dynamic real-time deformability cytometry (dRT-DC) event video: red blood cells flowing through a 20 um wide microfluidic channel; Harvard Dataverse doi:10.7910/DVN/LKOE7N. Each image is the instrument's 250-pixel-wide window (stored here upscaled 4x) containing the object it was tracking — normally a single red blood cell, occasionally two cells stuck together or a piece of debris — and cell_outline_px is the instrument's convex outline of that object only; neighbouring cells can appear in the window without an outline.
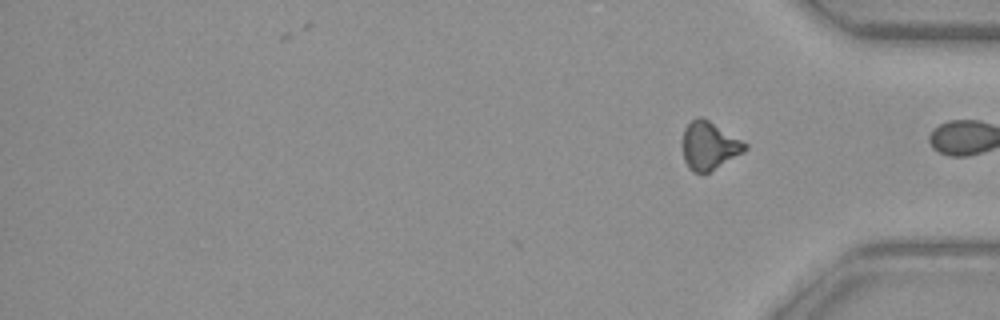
{"species": "common noctule bat (a hibernating species)", "species_latin": "Nyctalus noctula", "temperature_condition": "warm", "stored_images_in_passage": 32, "camera_frame_rate_fps": 3000, "um_per_image_px": 0.085, "animal": {"sex": "female", "body_mass_g": 29.2, "forearm_length_mm": 56.3}, "frame": {"image": 1, "passage_image": 32, "time_ms": 10.333, "image_size_px": [1000, 320], "cell_outline_px": [[748, 148], [744, 152], [708, 172], [692, 172], [688, 168], [684, 160], [680, 144], [684, 128], [696, 116], [700, 116], [708, 120], [748, 144]], "centroid_in_image_um": [60.23, 12.37], "position_along_channel_um": 375.0, "area_um2": 17.57}}